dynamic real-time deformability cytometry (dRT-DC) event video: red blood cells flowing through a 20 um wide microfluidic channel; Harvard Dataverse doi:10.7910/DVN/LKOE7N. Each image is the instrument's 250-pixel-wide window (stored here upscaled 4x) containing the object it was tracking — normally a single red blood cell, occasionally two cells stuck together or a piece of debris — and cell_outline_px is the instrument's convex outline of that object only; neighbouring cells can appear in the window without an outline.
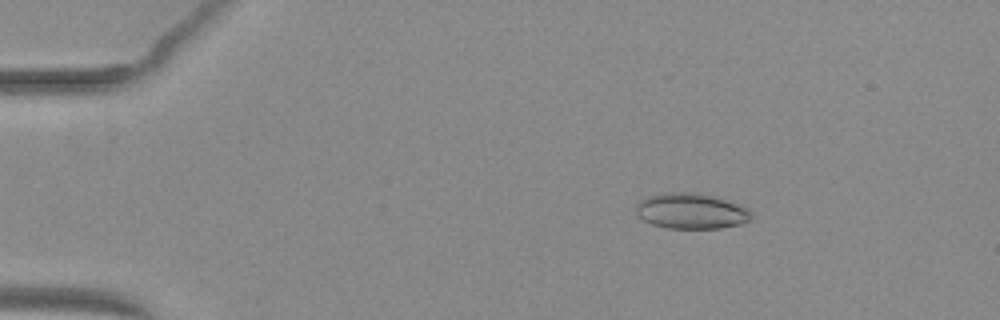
{"species": "common noctule bat (a hibernating species)", "species_latin": "Nyctalus noctula", "temperature_condition": "warm", "stored_images_in_passage": 45, "camera_frame_rate_fps": 3000, "um_per_image_px": 0.085, "animal": {"sex": "female", "body_mass_g": 29.2, "forearm_length_mm": 56.3}, "frame": {"image": 1, "passage_image": 5, "time_ms": 1.333, "image_size_px": [1000, 320], "cell_outline_px": [[752, 216], [748, 220], [740, 224], [720, 228], [668, 228], [652, 224], [644, 220], [636, 212], [636, 204], [640, 200], [648, 196], [664, 192], [688, 192], [712, 196], [748, 208], [752, 212]], "centroid_in_image_um": [58.72, 17.94], "position_along_channel_um": 26.3, "area_um2": 23.64}}
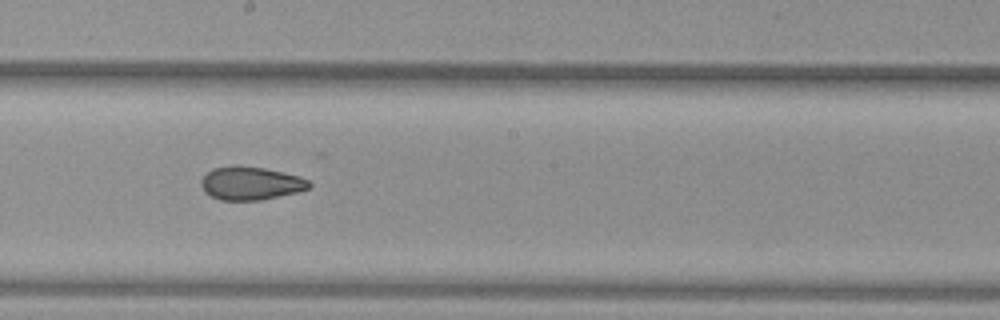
{"frame": {"image": 2, "passage_image": 26, "time_ms": 8.333, "image_size_px": [1000, 320], "cell_outline_px": [[312, 184], [308, 188], [296, 192], [260, 200], [220, 200], [204, 192], [200, 184], [200, 180], [212, 168], [236, 164], [264, 168], [300, 176], [308, 180]], "centroid_in_image_um": [21.27, 15.56], "position_along_channel_um": 226.9, "area_um2": 20.98}}
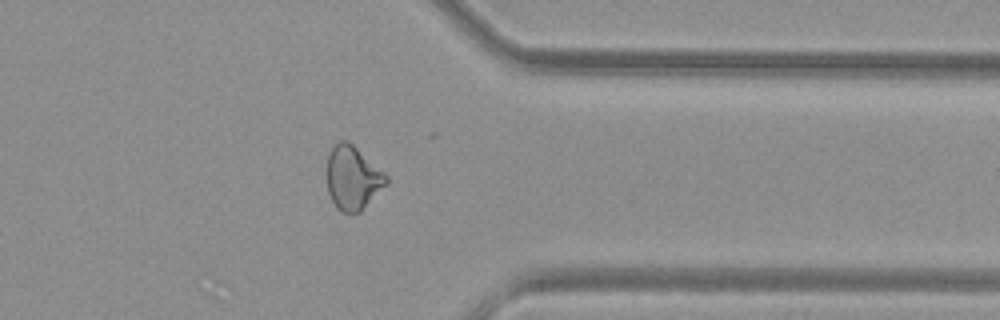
{"frame": {"image": 3, "passage_image": 38, "time_ms": 12.333, "image_size_px": [1000, 320], "cell_outline_px": [[388, 184], [360, 212], [340, 212], [336, 208], [328, 192], [328, 152], [340, 140], [348, 140], [384, 172], [388, 176]], "centroid_in_image_um": [30.0, 15.13], "position_along_channel_um": 381.4, "area_um2": 21.96}}